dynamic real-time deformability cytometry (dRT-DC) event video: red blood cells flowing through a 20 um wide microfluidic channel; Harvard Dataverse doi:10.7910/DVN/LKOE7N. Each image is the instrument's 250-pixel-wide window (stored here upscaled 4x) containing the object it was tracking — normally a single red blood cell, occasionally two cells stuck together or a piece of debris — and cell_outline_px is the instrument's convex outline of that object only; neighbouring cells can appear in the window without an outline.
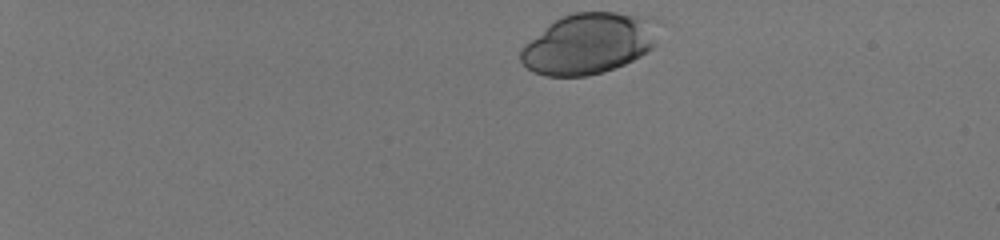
{"species": "human", "species_latin": "Homo sapiens", "temperature_condition": "room temperature", "stored_images_in_passage": 44, "camera_frame_rate_fps": 3000, "um_per_image_px": 0.085, "donor": {"sex": "male"}, "frame": {"image": 1, "passage_image": 1, "time_ms": 0.0, "image_size_px": [1000, 240], "cell_outline_px": [[668, 24], [656, 44], [652, 48], [640, 56], [624, 64], [604, 72], [588, 76], [544, 76], [532, 72], [520, 60], [520, 48], [524, 44], [548, 24], [560, 16], [576, 12], [616, 12], [648, 16], [660, 20]], "centroid_in_image_um": [50.16, 3.67], "position_along_channel_um": 34.8, "area_um2": 50.29}}
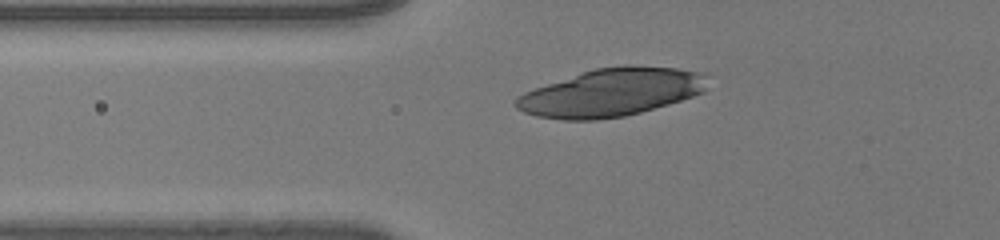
{"frame": {"image": 2, "passage_image": 13, "time_ms": 4.0, "image_size_px": [1000, 240], "cell_outline_px": [[704, 92], [668, 104], [640, 112], [624, 116], [596, 120], [564, 120], [536, 116], [524, 112], [516, 108], [512, 104], [516, 96], [524, 92], [596, 68], [628, 64], [676, 68], [700, 72], [704, 88]], "centroid_in_image_um": [51.88, 7.87], "position_along_channel_um": 73.9, "area_um2": 52.77}}
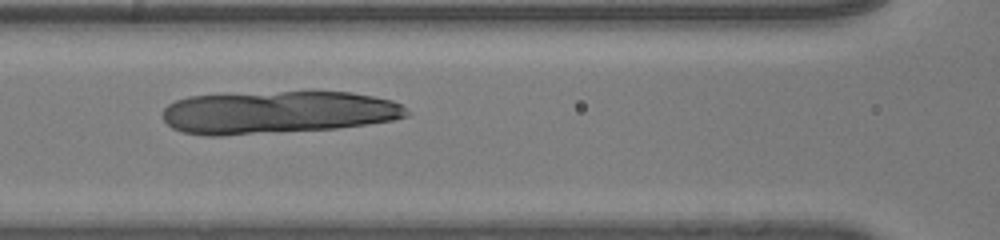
{"frame": {"image": 3, "passage_image": 19, "time_ms": 6.0, "image_size_px": [1000, 240], "cell_outline_px": [[412, 112], [408, 116], [392, 120], [368, 124], [336, 128], [280, 132], [220, 136], [204, 136], [180, 132], [172, 128], [164, 120], [164, 108], [168, 104], [176, 100], [188, 96], [280, 92], [352, 92], [392, 100], [400, 104]], "centroid_in_image_um": [23.6, 9.56], "position_along_channel_um": 143.0, "area_um2": 60.75}}